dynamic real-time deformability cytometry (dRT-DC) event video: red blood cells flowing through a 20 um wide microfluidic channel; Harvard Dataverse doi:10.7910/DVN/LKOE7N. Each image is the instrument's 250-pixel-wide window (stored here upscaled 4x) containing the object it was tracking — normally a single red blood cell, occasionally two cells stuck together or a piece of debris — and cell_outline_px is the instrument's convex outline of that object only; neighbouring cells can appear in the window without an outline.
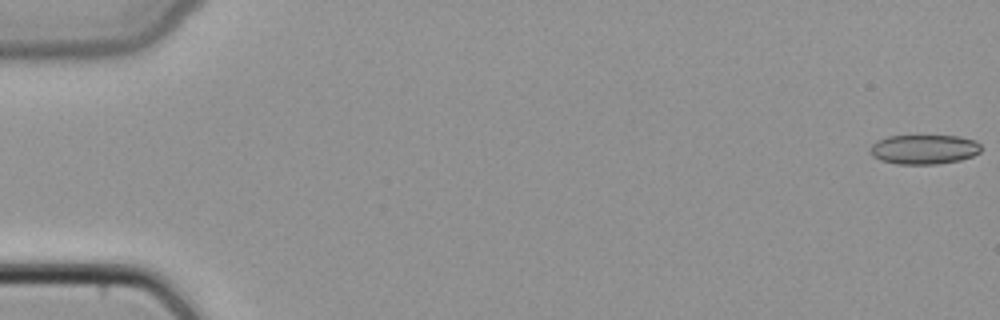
{"species": "common noctule bat (a hibernating species)", "species_latin": "Nyctalus noctula", "temperature_condition": "cold", "stored_images_in_passage": 49, "camera_frame_rate_fps": 3000, "um_per_image_px": 0.085, "animal": {"sex": "female", "body_mass_g": 22.7, "forearm_length_mm": 54.2}, "frame": {"image": 1, "passage_image": 1, "time_ms": 0.0, "image_size_px": [1000, 320], "cell_outline_px": [[980, 152], [972, 156], [960, 160], [936, 164], [896, 164], [880, 160], [872, 156], [868, 152], [872, 144], [876, 140], [888, 136], [916, 132], [960, 136], [976, 140], [980, 144]], "centroid_in_image_um": [78.5, 12.63], "position_along_channel_um": 6.5, "area_um2": 20.29}}
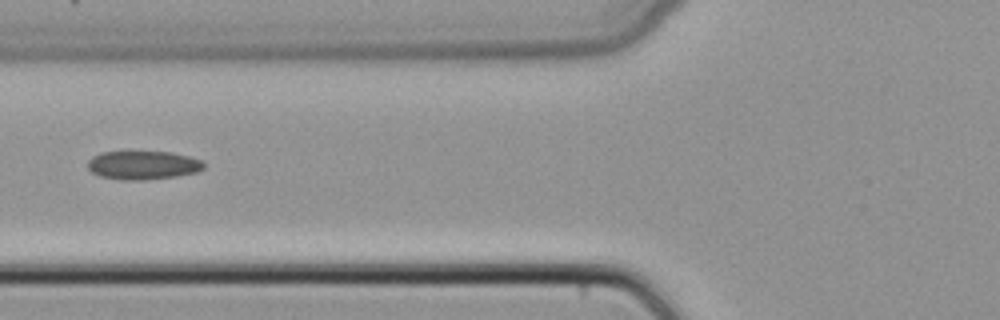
{"frame": {"image": 2, "passage_image": 20, "time_ms": 6.333, "image_size_px": [1000, 320], "cell_outline_px": [[204, 168], [196, 172], [176, 176], [144, 180], [120, 180], [100, 176], [92, 172], [88, 168], [88, 160], [92, 156], [100, 152], [172, 152], [188, 156], [200, 160], [204, 164]], "centroid_in_image_um": [12.12, 14.04], "position_along_channel_um": 113.7, "area_um2": 19.31}}
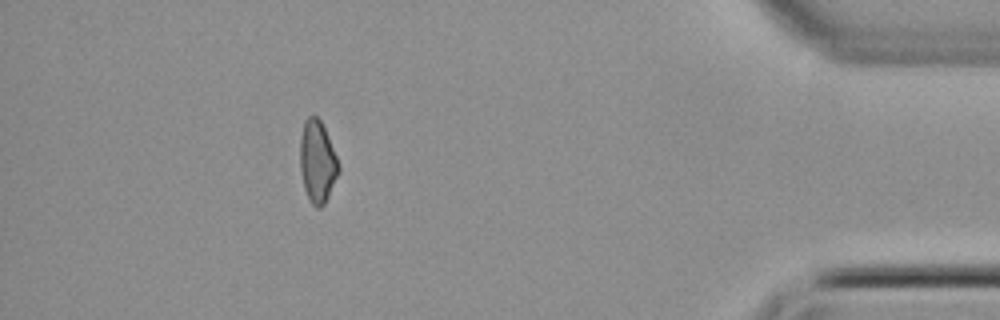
{"frame": {"image": 3, "passage_image": 44, "time_ms": 14.333, "image_size_px": [1000, 320], "cell_outline_px": [[340, 172], [324, 204], [320, 208], [316, 208], [312, 204], [304, 188], [300, 172], [300, 136], [304, 120], [312, 112], [320, 120], [324, 128], [340, 164]], "centroid_in_image_um": [26.97, 13.72], "position_along_channel_um": 408.2, "area_um2": 18.61}}